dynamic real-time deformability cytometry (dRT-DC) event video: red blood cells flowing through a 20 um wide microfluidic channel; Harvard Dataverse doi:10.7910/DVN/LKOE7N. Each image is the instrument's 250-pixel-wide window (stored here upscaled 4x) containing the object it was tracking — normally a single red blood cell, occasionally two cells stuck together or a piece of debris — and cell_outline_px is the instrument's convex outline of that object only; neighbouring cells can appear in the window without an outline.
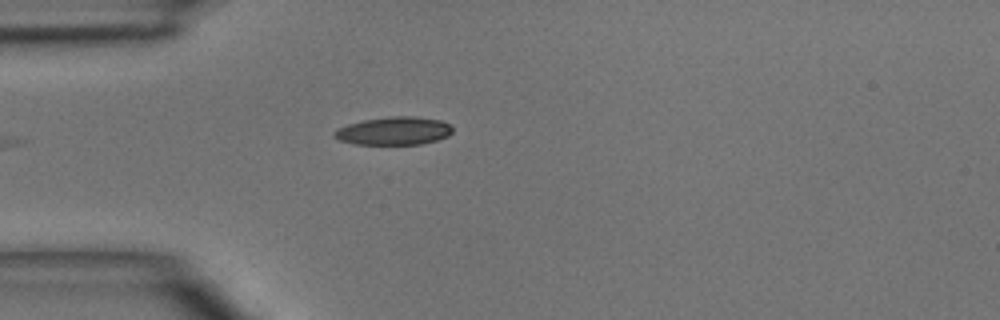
{"species": "common noctule bat (a hibernating species)", "species_latin": "Nyctalus noctula", "temperature_condition": "room temperature", "stored_images_in_passage": 2, "camera_frame_rate_fps": 3000, "um_per_image_px": 0.085, "animal": {"sex": "male", "body_mass_g": 15.6}, "frame": {"image": 1, "passage_image": 2, "time_ms": 1.333, "image_size_px": [1000, 320], "cell_outline_px": [[452, 132], [448, 136], [436, 140], [420, 144], [356, 144], [340, 140], [332, 136], [332, 132], [348, 124], [364, 120], [388, 116], [416, 116], [440, 120], [452, 124]], "centroid_in_image_um": [33.5, 11.12], "position_along_channel_um": 51.5, "area_um2": 19.36}}